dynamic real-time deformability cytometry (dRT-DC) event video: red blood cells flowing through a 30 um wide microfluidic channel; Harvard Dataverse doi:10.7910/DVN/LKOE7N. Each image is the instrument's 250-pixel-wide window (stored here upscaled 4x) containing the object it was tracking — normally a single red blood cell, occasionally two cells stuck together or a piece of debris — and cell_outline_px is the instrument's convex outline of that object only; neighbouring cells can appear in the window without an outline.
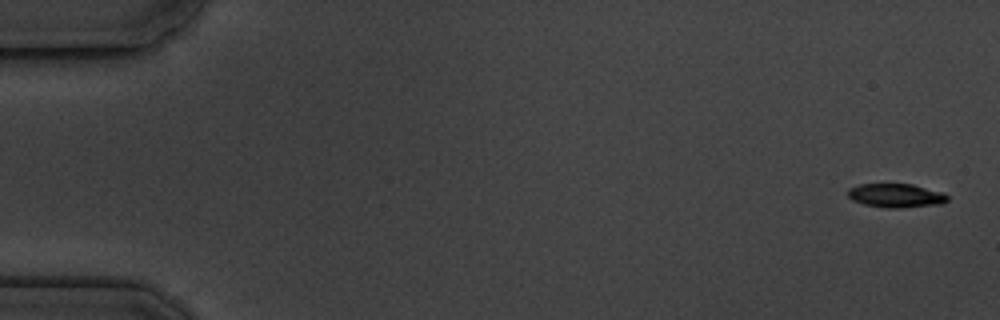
{"species": "common noctule bat (a hibernating species)", "species_latin": "Nyctalus noctula", "temperature_condition": "cold", "stored_images_in_passage": 16, "camera_frame_rate_fps": 3000, "um_per_image_px": 0.085, "animal": {"sex": "male", "body_mass_g": 19.5, "forearm_length_mm": 54.6}, "frame": {"image": 1, "passage_image": 1, "time_ms": 0.0, "image_size_px": [1000, 320], "cell_outline_px": [[948, 200], [940, 204], [900, 208], [888, 208], [864, 204], [852, 200], [848, 196], [848, 188], [860, 184], [912, 184], [944, 192], [948, 196]], "centroid_in_image_um": [76.16, 16.62], "position_along_channel_um": 8.8, "area_um2": 13.87}}
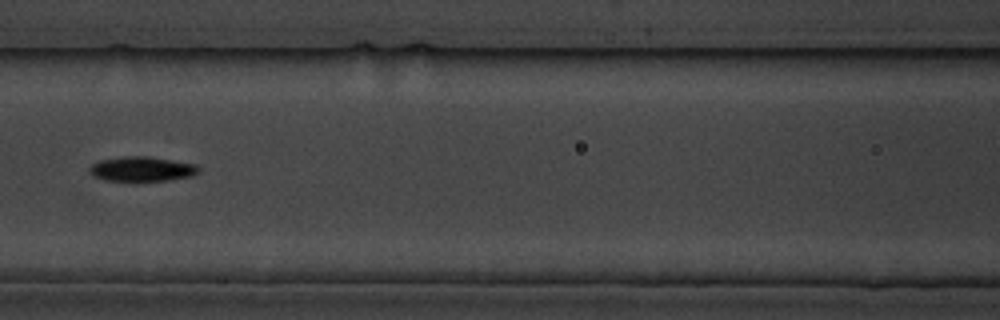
{"frame": {"image": 2, "passage_image": 7, "time_ms": 8.0, "image_size_px": [1000, 320], "cell_outline_px": [[200, 172], [192, 176], [168, 180], [104, 180], [92, 176], [88, 172], [88, 168], [92, 164], [100, 160], [124, 156], [148, 156], [196, 164], [200, 168]], "centroid_in_image_um": [12.05, 14.35], "position_along_channel_um": 154.5, "area_um2": 15.72}}
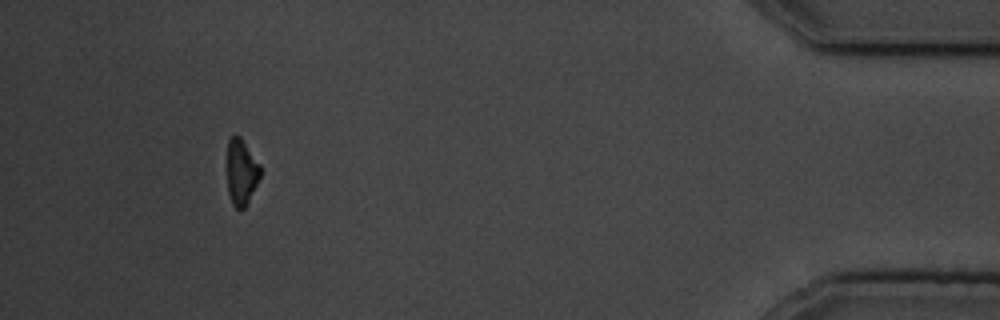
{"frame": {"image": 3, "passage_image": 15, "time_ms": 17.0, "image_size_px": [1000, 320], "cell_outline_px": [[260, 176], [244, 208], [240, 212], [232, 204], [228, 192], [228, 140], [232, 136], [240, 136], [260, 164]], "centroid_in_image_um": [20.51, 14.64], "position_along_channel_um": 414.7, "area_um2": 12.48}, "authors_computed_cell_mechanics": {"area_um2": 14.5367, "velocity_mm_per_s": 3.5825, "shape_relaxation_time_tau1_ms": 2.0484, "shape_relaxation_time_tau2_ms": 7.4911, "deformation_change_tau1": 0.1236, "deformation_change_tau2": 0.1341}}